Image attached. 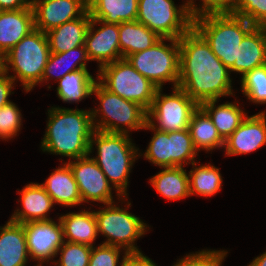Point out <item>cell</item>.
I'll use <instances>...</instances> for the list:
<instances>
[{"instance_id": "obj_1", "label": "cell", "mask_w": 266, "mask_h": 266, "mask_svg": "<svg viewBox=\"0 0 266 266\" xmlns=\"http://www.w3.org/2000/svg\"><path fill=\"white\" fill-rule=\"evenodd\" d=\"M178 86L198 105L234 96L230 70L212 52L209 43L192 27L179 38Z\"/></svg>"}, {"instance_id": "obj_2", "label": "cell", "mask_w": 266, "mask_h": 266, "mask_svg": "<svg viewBox=\"0 0 266 266\" xmlns=\"http://www.w3.org/2000/svg\"><path fill=\"white\" fill-rule=\"evenodd\" d=\"M46 125L40 145L43 152L68 157L69 161L89 155L95 131L90 109L51 107Z\"/></svg>"}, {"instance_id": "obj_3", "label": "cell", "mask_w": 266, "mask_h": 266, "mask_svg": "<svg viewBox=\"0 0 266 266\" xmlns=\"http://www.w3.org/2000/svg\"><path fill=\"white\" fill-rule=\"evenodd\" d=\"M129 137L128 134L95 130L90 140L89 154H92L93 145H96L97 156L92 159L113 186L121 203L123 200L126 202L128 197L127 187L133 163L143 155Z\"/></svg>"}, {"instance_id": "obj_4", "label": "cell", "mask_w": 266, "mask_h": 266, "mask_svg": "<svg viewBox=\"0 0 266 266\" xmlns=\"http://www.w3.org/2000/svg\"><path fill=\"white\" fill-rule=\"evenodd\" d=\"M92 94L100 103L97 109H90L95 130L128 135L133 130H144L147 110L140 104L110 92L98 80Z\"/></svg>"}, {"instance_id": "obj_5", "label": "cell", "mask_w": 266, "mask_h": 266, "mask_svg": "<svg viewBox=\"0 0 266 266\" xmlns=\"http://www.w3.org/2000/svg\"><path fill=\"white\" fill-rule=\"evenodd\" d=\"M193 27L209 43L212 52L230 69L237 58L242 39L254 25L245 18L223 13L194 17Z\"/></svg>"}, {"instance_id": "obj_6", "label": "cell", "mask_w": 266, "mask_h": 266, "mask_svg": "<svg viewBox=\"0 0 266 266\" xmlns=\"http://www.w3.org/2000/svg\"><path fill=\"white\" fill-rule=\"evenodd\" d=\"M50 55L46 33L34 29L5 54V72L20 81L28 93L42 83V75ZM11 67V68H10Z\"/></svg>"}, {"instance_id": "obj_7", "label": "cell", "mask_w": 266, "mask_h": 266, "mask_svg": "<svg viewBox=\"0 0 266 266\" xmlns=\"http://www.w3.org/2000/svg\"><path fill=\"white\" fill-rule=\"evenodd\" d=\"M116 202L105 204L104 208L95 211L98 234L106 237L101 244L116 246L124 249L128 254H140L135 241L148 231L149 226L139 217L128 211L131 203H125L127 208L118 206ZM127 209V210H126Z\"/></svg>"}, {"instance_id": "obj_8", "label": "cell", "mask_w": 266, "mask_h": 266, "mask_svg": "<svg viewBox=\"0 0 266 266\" xmlns=\"http://www.w3.org/2000/svg\"><path fill=\"white\" fill-rule=\"evenodd\" d=\"M126 59L158 89H162L165 82L172 83L173 88L178 86L179 39L161 38L149 49L131 54Z\"/></svg>"}, {"instance_id": "obj_9", "label": "cell", "mask_w": 266, "mask_h": 266, "mask_svg": "<svg viewBox=\"0 0 266 266\" xmlns=\"http://www.w3.org/2000/svg\"><path fill=\"white\" fill-rule=\"evenodd\" d=\"M97 80L110 92L136 102L147 111L158 89L141 75L127 59L116 60L98 69Z\"/></svg>"}, {"instance_id": "obj_10", "label": "cell", "mask_w": 266, "mask_h": 266, "mask_svg": "<svg viewBox=\"0 0 266 266\" xmlns=\"http://www.w3.org/2000/svg\"><path fill=\"white\" fill-rule=\"evenodd\" d=\"M184 2L178 7L173 0H138L136 21L161 38L179 39L193 27L189 2Z\"/></svg>"}, {"instance_id": "obj_11", "label": "cell", "mask_w": 266, "mask_h": 266, "mask_svg": "<svg viewBox=\"0 0 266 266\" xmlns=\"http://www.w3.org/2000/svg\"><path fill=\"white\" fill-rule=\"evenodd\" d=\"M198 106L179 87L172 88L170 95H165L162 89H157L147 111V122L153 128L164 132L188 129L191 116Z\"/></svg>"}, {"instance_id": "obj_12", "label": "cell", "mask_w": 266, "mask_h": 266, "mask_svg": "<svg viewBox=\"0 0 266 266\" xmlns=\"http://www.w3.org/2000/svg\"><path fill=\"white\" fill-rule=\"evenodd\" d=\"M78 185L82 203H113V186L109 183L98 164L89 155L66 162Z\"/></svg>"}, {"instance_id": "obj_13", "label": "cell", "mask_w": 266, "mask_h": 266, "mask_svg": "<svg viewBox=\"0 0 266 266\" xmlns=\"http://www.w3.org/2000/svg\"><path fill=\"white\" fill-rule=\"evenodd\" d=\"M58 222L51 220L30 221L23 223L27 249L30 260L37 261L36 266H43L45 262L52 263L57 257V251L63 245V228Z\"/></svg>"}, {"instance_id": "obj_14", "label": "cell", "mask_w": 266, "mask_h": 266, "mask_svg": "<svg viewBox=\"0 0 266 266\" xmlns=\"http://www.w3.org/2000/svg\"><path fill=\"white\" fill-rule=\"evenodd\" d=\"M96 25L100 27L97 28ZM84 45L89 60L97 61L99 69L106 64L123 59L119 46V24L91 19Z\"/></svg>"}, {"instance_id": "obj_15", "label": "cell", "mask_w": 266, "mask_h": 266, "mask_svg": "<svg viewBox=\"0 0 266 266\" xmlns=\"http://www.w3.org/2000/svg\"><path fill=\"white\" fill-rule=\"evenodd\" d=\"M31 5L35 29L44 33L88 11V0H31Z\"/></svg>"}, {"instance_id": "obj_16", "label": "cell", "mask_w": 266, "mask_h": 266, "mask_svg": "<svg viewBox=\"0 0 266 266\" xmlns=\"http://www.w3.org/2000/svg\"><path fill=\"white\" fill-rule=\"evenodd\" d=\"M266 144V113L262 111L243 120L240 126L225 139L226 156L249 154Z\"/></svg>"}, {"instance_id": "obj_17", "label": "cell", "mask_w": 266, "mask_h": 266, "mask_svg": "<svg viewBox=\"0 0 266 266\" xmlns=\"http://www.w3.org/2000/svg\"><path fill=\"white\" fill-rule=\"evenodd\" d=\"M17 194H21L18 202L21 201L22 209H16L9 220L20 224L51 220L48 214L55 203L41 184L31 182Z\"/></svg>"}, {"instance_id": "obj_18", "label": "cell", "mask_w": 266, "mask_h": 266, "mask_svg": "<svg viewBox=\"0 0 266 266\" xmlns=\"http://www.w3.org/2000/svg\"><path fill=\"white\" fill-rule=\"evenodd\" d=\"M34 29L31 3L25 9L0 11V51L5 55Z\"/></svg>"}, {"instance_id": "obj_19", "label": "cell", "mask_w": 266, "mask_h": 266, "mask_svg": "<svg viewBox=\"0 0 266 266\" xmlns=\"http://www.w3.org/2000/svg\"><path fill=\"white\" fill-rule=\"evenodd\" d=\"M28 257L23 225L8 220L0 226V266H26Z\"/></svg>"}, {"instance_id": "obj_20", "label": "cell", "mask_w": 266, "mask_h": 266, "mask_svg": "<svg viewBox=\"0 0 266 266\" xmlns=\"http://www.w3.org/2000/svg\"><path fill=\"white\" fill-rule=\"evenodd\" d=\"M266 64V40L259 26H254L242 39L231 72L244 76L254 68Z\"/></svg>"}, {"instance_id": "obj_21", "label": "cell", "mask_w": 266, "mask_h": 266, "mask_svg": "<svg viewBox=\"0 0 266 266\" xmlns=\"http://www.w3.org/2000/svg\"><path fill=\"white\" fill-rule=\"evenodd\" d=\"M90 22L91 16L87 11L83 16L46 32L50 53H63L84 45Z\"/></svg>"}, {"instance_id": "obj_22", "label": "cell", "mask_w": 266, "mask_h": 266, "mask_svg": "<svg viewBox=\"0 0 266 266\" xmlns=\"http://www.w3.org/2000/svg\"><path fill=\"white\" fill-rule=\"evenodd\" d=\"M41 185L54 203L66 207L80 205L82 198L69 165L64 161Z\"/></svg>"}, {"instance_id": "obj_23", "label": "cell", "mask_w": 266, "mask_h": 266, "mask_svg": "<svg viewBox=\"0 0 266 266\" xmlns=\"http://www.w3.org/2000/svg\"><path fill=\"white\" fill-rule=\"evenodd\" d=\"M59 220L63 228L64 241L95 246L94 241L99 234L94 210L84 209L80 212L61 214Z\"/></svg>"}, {"instance_id": "obj_24", "label": "cell", "mask_w": 266, "mask_h": 266, "mask_svg": "<svg viewBox=\"0 0 266 266\" xmlns=\"http://www.w3.org/2000/svg\"><path fill=\"white\" fill-rule=\"evenodd\" d=\"M91 19L120 24L136 21L138 0H88Z\"/></svg>"}, {"instance_id": "obj_25", "label": "cell", "mask_w": 266, "mask_h": 266, "mask_svg": "<svg viewBox=\"0 0 266 266\" xmlns=\"http://www.w3.org/2000/svg\"><path fill=\"white\" fill-rule=\"evenodd\" d=\"M218 100H209L199 106L209 115L220 136L227 139L247 117L239 102H225L217 105Z\"/></svg>"}, {"instance_id": "obj_26", "label": "cell", "mask_w": 266, "mask_h": 266, "mask_svg": "<svg viewBox=\"0 0 266 266\" xmlns=\"http://www.w3.org/2000/svg\"><path fill=\"white\" fill-rule=\"evenodd\" d=\"M161 37L138 21L119 24V46L123 59L129 55L149 49Z\"/></svg>"}, {"instance_id": "obj_27", "label": "cell", "mask_w": 266, "mask_h": 266, "mask_svg": "<svg viewBox=\"0 0 266 266\" xmlns=\"http://www.w3.org/2000/svg\"><path fill=\"white\" fill-rule=\"evenodd\" d=\"M90 60L85 45L73 48L63 53H50L42 75V83L52 80L58 81L70 72L87 69ZM61 69V70H60Z\"/></svg>"}, {"instance_id": "obj_28", "label": "cell", "mask_w": 266, "mask_h": 266, "mask_svg": "<svg viewBox=\"0 0 266 266\" xmlns=\"http://www.w3.org/2000/svg\"><path fill=\"white\" fill-rule=\"evenodd\" d=\"M158 194L169 201L190 196L188 173L184 167H167L150 178L149 182Z\"/></svg>"}, {"instance_id": "obj_29", "label": "cell", "mask_w": 266, "mask_h": 266, "mask_svg": "<svg viewBox=\"0 0 266 266\" xmlns=\"http://www.w3.org/2000/svg\"><path fill=\"white\" fill-rule=\"evenodd\" d=\"M188 130L197 151L224 148L225 140L218 133L209 115L200 107L193 112Z\"/></svg>"}, {"instance_id": "obj_30", "label": "cell", "mask_w": 266, "mask_h": 266, "mask_svg": "<svg viewBox=\"0 0 266 266\" xmlns=\"http://www.w3.org/2000/svg\"><path fill=\"white\" fill-rule=\"evenodd\" d=\"M96 81L88 69L70 72L58 80L57 96L63 102L78 103L92 95Z\"/></svg>"}, {"instance_id": "obj_31", "label": "cell", "mask_w": 266, "mask_h": 266, "mask_svg": "<svg viewBox=\"0 0 266 266\" xmlns=\"http://www.w3.org/2000/svg\"><path fill=\"white\" fill-rule=\"evenodd\" d=\"M199 162L192 163V169L188 174L190 196L200 195L203 197H212L222 188L223 178L220 168L208 163L209 165H199Z\"/></svg>"}, {"instance_id": "obj_32", "label": "cell", "mask_w": 266, "mask_h": 266, "mask_svg": "<svg viewBox=\"0 0 266 266\" xmlns=\"http://www.w3.org/2000/svg\"><path fill=\"white\" fill-rule=\"evenodd\" d=\"M196 156L198 151L188 129L170 132V167L192 164Z\"/></svg>"}, {"instance_id": "obj_33", "label": "cell", "mask_w": 266, "mask_h": 266, "mask_svg": "<svg viewBox=\"0 0 266 266\" xmlns=\"http://www.w3.org/2000/svg\"><path fill=\"white\" fill-rule=\"evenodd\" d=\"M144 129L154 133L143 157L159 168L170 167V132L159 131L148 122Z\"/></svg>"}, {"instance_id": "obj_34", "label": "cell", "mask_w": 266, "mask_h": 266, "mask_svg": "<svg viewBox=\"0 0 266 266\" xmlns=\"http://www.w3.org/2000/svg\"><path fill=\"white\" fill-rule=\"evenodd\" d=\"M241 92L255 104H266V64L241 77Z\"/></svg>"}, {"instance_id": "obj_35", "label": "cell", "mask_w": 266, "mask_h": 266, "mask_svg": "<svg viewBox=\"0 0 266 266\" xmlns=\"http://www.w3.org/2000/svg\"><path fill=\"white\" fill-rule=\"evenodd\" d=\"M91 250V246L64 241L57 251V255L60 253L59 260L52 263L54 266H88Z\"/></svg>"}, {"instance_id": "obj_36", "label": "cell", "mask_w": 266, "mask_h": 266, "mask_svg": "<svg viewBox=\"0 0 266 266\" xmlns=\"http://www.w3.org/2000/svg\"><path fill=\"white\" fill-rule=\"evenodd\" d=\"M22 114L14 102L0 109V139L9 140L18 134L22 126Z\"/></svg>"}, {"instance_id": "obj_37", "label": "cell", "mask_w": 266, "mask_h": 266, "mask_svg": "<svg viewBox=\"0 0 266 266\" xmlns=\"http://www.w3.org/2000/svg\"><path fill=\"white\" fill-rule=\"evenodd\" d=\"M231 14L260 27L266 24V0H237Z\"/></svg>"}, {"instance_id": "obj_38", "label": "cell", "mask_w": 266, "mask_h": 266, "mask_svg": "<svg viewBox=\"0 0 266 266\" xmlns=\"http://www.w3.org/2000/svg\"><path fill=\"white\" fill-rule=\"evenodd\" d=\"M228 251L205 249L199 252L186 254L185 257L177 260L173 266H223V261Z\"/></svg>"}, {"instance_id": "obj_39", "label": "cell", "mask_w": 266, "mask_h": 266, "mask_svg": "<svg viewBox=\"0 0 266 266\" xmlns=\"http://www.w3.org/2000/svg\"><path fill=\"white\" fill-rule=\"evenodd\" d=\"M120 254H123L121 262ZM127 255L128 253L120 247L99 244L98 247H92L88 266H122Z\"/></svg>"}, {"instance_id": "obj_40", "label": "cell", "mask_w": 266, "mask_h": 266, "mask_svg": "<svg viewBox=\"0 0 266 266\" xmlns=\"http://www.w3.org/2000/svg\"><path fill=\"white\" fill-rule=\"evenodd\" d=\"M193 18L206 14H223L234 11L237 0H201L196 4V0H188Z\"/></svg>"}, {"instance_id": "obj_41", "label": "cell", "mask_w": 266, "mask_h": 266, "mask_svg": "<svg viewBox=\"0 0 266 266\" xmlns=\"http://www.w3.org/2000/svg\"><path fill=\"white\" fill-rule=\"evenodd\" d=\"M15 84V81L6 72L0 75V109L11 102L8 98L14 93L12 89Z\"/></svg>"}, {"instance_id": "obj_42", "label": "cell", "mask_w": 266, "mask_h": 266, "mask_svg": "<svg viewBox=\"0 0 266 266\" xmlns=\"http://www.w3.org/2000/svg\"><path fill=\"white\" fill-rule=\"evenodd\" d=\"M122 266H158L152 259L140 254H128L124 259Z\"/></svg>"}, {"instance_id": "obj_43", "label": "cell", "mask_w": 266, "mask_h": 266, "mask_svg": "<svg viewBox=\"0 0 266 266\" xmlns=\"http://www.w3.org/2000/svg\"><path fill=\"white\" fill-rule=\"evenodd\" d=\"M31 0H0V11L25 9Z\"/></svg>"}, {"instance_id": "obj_44", "label": "cell", "mask_w": 266, "mask_h": 266, "mask_svg": "<svg viewBox=\"0 0 266 266\" xmlns=\"http://www.w3.org/2000/svg\"><path fill=\"white\" fill-rule=\"evenodd\" d=\"M247 266H266V251L255 257Z\"/></svg>"}, {"instance_id": "obj_45", "label": "cell", "mask_w": 266, "mask_h": 266, "mask_svg": "<svg viewBox=\"0 0 266 266\" xmlns=\"http://www.w3.org/2000/svg\"><path fill=\"white\" fill-rule=\"evenodd\" d=\"M5 73V55L0 51V75Z\"/></svg>"}, {"instance_id": "obj_46", "label": "cell", "mask_w": 266, "mask_h": 266, "mask_svg": "<svg viewBox=\"0 0 266 266\" xmlns=\"http://www.w3.org/2000/svg\"><path fill=\"white\" fill-rule=\"evenodd\" d=\"M260 27H261V29H262V31H263V33H264L265 40H266V24H264V25H262V26H260Z\"/></svg>"}]
</instances>
